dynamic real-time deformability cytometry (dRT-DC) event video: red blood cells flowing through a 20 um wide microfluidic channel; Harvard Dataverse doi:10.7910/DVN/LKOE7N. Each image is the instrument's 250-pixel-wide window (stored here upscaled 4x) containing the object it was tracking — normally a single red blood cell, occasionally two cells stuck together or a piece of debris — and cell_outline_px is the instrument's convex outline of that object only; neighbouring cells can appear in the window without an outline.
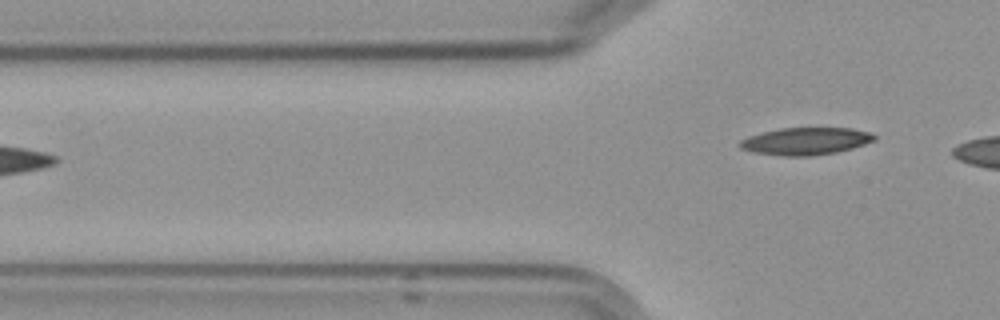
{"species": "Egyptian fruit bat (a non-hibernating species)", "species_latin": "Rousettus aegyptiacus", "temperature_condition": "cold", "stored_images_in_passage": 2, "camera_frame_rate_fps": 3000, "um_per_image_px": 0.085, "frame": {"image": 1, "passage_image": 2, "time_ms": 1.333, "image_size_px": [1000, 320], "cell_outline_px": [[876, 140], [852, 148], [836, 152], [808, 156], [784, 156], [752, 152], [740, 148], [740, 140], [748, 136], [780, 128], [852, 128], [872, 132], [876, 136]], "centroid_in_image_um": [68.5, 11.99], "position_along_channel_um": 57.3, "area_um2": 21.39}}